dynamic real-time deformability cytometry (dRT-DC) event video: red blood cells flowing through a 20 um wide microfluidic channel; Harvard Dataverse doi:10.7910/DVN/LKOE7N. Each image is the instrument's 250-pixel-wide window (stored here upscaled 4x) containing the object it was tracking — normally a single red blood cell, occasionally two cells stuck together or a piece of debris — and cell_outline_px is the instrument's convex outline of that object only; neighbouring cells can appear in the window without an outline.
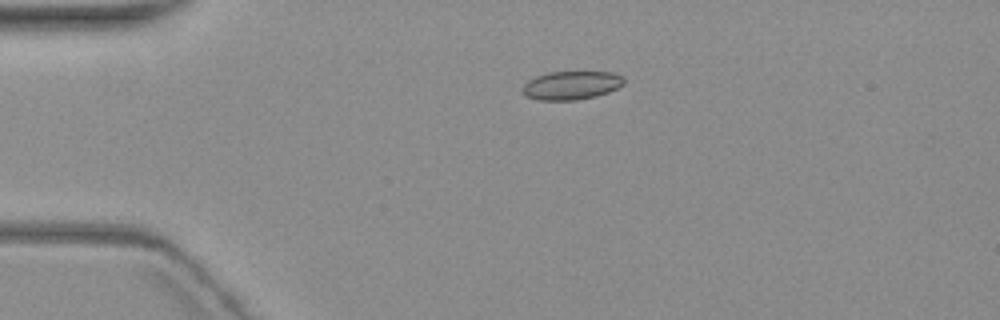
{"species": "common noctule bat (a hibernating species)", "species_latin": "Nyctalus noctula", "temperature_condition": "warm", "stored_images_in_passage": 4, "camera_frame_rate_fps": 3000, "um_per_image_px": 0.085, "animal": {"sex": "female", "body_mass_g": 19.3, "forearm_length_mm": 54.1}, "frame": {"image": 1, "passage_image": 3, "time_ms": 3.667, "image_size_px": [1000, 320], "cell_outline_px": [[624, 84], [608, 92], [596, 96], [576, 100], [540, 100], [528, 96], [520, 88], [528, 80], [536, 76], [548, 72], [612, 72], [624, 76]], "centroid_in_image_um": [48.57, 7.24], "position_along_channel_um": 36.4, "area_um2": 16.82}}